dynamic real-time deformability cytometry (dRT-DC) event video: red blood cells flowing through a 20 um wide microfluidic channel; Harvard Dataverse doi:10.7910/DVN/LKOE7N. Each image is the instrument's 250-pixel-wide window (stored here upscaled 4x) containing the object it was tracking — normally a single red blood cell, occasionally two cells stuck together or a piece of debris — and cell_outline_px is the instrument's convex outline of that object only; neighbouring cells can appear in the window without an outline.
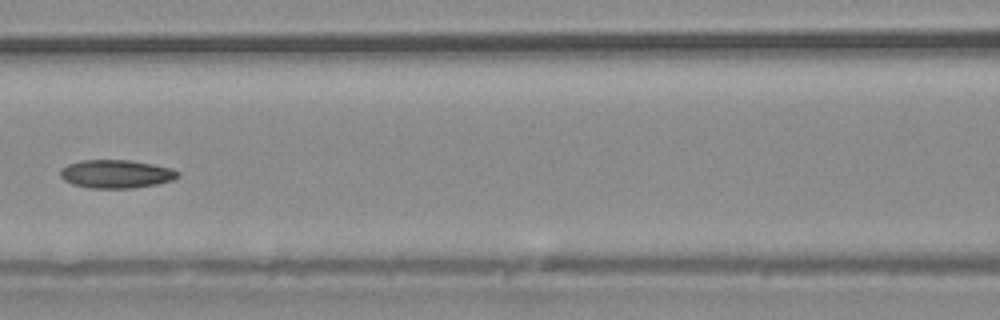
{"species": "common noctule bat (a hibernating species)", "species_latin": "Nyctalus noctula", "temperature_condition": "warm", "stored_images_in_passage": 39, "camera_frame_rate_fps": 3000, "um_per_image_px": 0.085, "animal": {"sex": "male", "body_mass_g": 20.4}, "frame": {"image": 1, "passage_image": 17, "time_ms": 5.333, "image_size_px": [1000, 320], "cell_outline_px": [[180, 176], [172, 180], [156, 184], [128, 188], [88, 188], [72, 184], [64, 180], [60, 176], [60, 168], [68, 164], [80, 160], [128, 160], [152, 164], [172, 168], [180, 172]], "centroid_in_image_um": [9.85, 14.78], "position_along_channel_um": 156.7, "area_um2": 19.42}}